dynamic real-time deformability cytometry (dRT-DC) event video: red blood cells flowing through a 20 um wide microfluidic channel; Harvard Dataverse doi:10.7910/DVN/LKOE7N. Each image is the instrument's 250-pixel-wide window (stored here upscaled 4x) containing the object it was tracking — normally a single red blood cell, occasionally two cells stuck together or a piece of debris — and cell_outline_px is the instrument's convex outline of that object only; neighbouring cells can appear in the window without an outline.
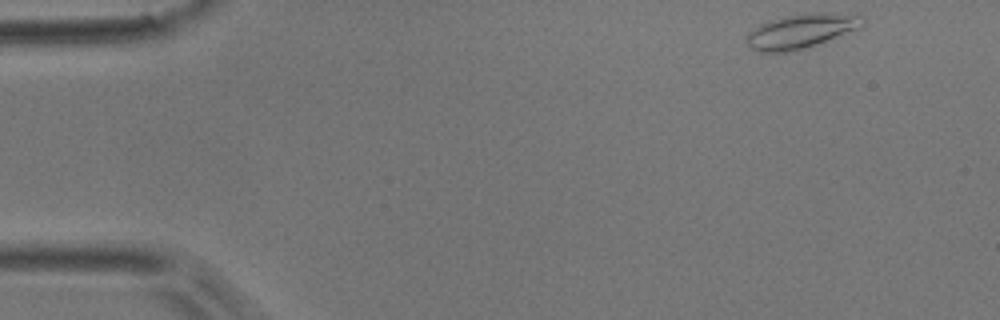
{"species": "common noctule bat (a hibernating species)", "species_latin": "Nyctalus noctula", "temperature_condition": "room temperature", "stored_images_in_passage": 42, "camera_frame_rate_fps": 3000, "um_per_image_px": 0.085, "animal": {"sex": "male", "body_mass_g": 17.9}, "frame": {"image": 1, "passage_image": 1, "time_ms": 0.0, "image_size_px": [1000, 320], "cell_outline_px": [[864, 24], [856, 28], [816, 44], [804, 48], [784, 52], [760, 52], [752, 48], [748, 44], [748, 32], [760, 24], [772, 20], [788, 16], [808, 12], [820, 12], [864, 16]], "centroid_in_image_um": [68.06, 2.63], "position_along_channel_um": 16.9, "area_um2": 22.43}}
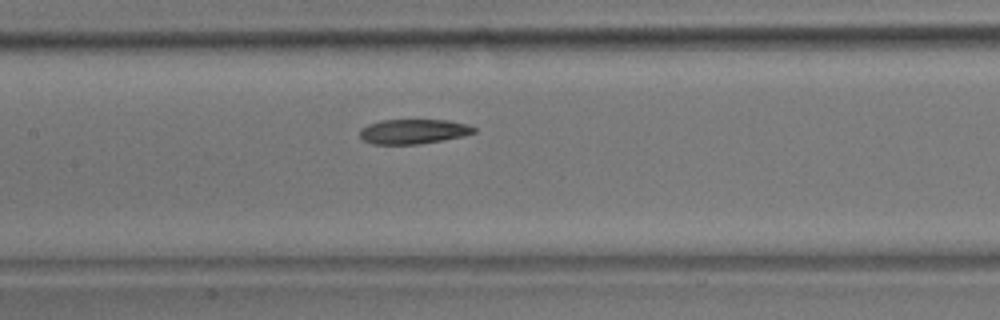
{"frame": {"image": 2, "passage_image": 21, "time_ms": 6.667, "image_size_px": [1000, 320], "cell_outline_px": [[476, 132], [464, 136], [416, 144], [372, 144], [364, 140], [360, 136], [360, 128], [368, 124], [380, 120], [448, 120], [468, 124], [476, 128]], "centroid_in_image_um": [35.14, 11.16], "position_along_channel_um": 172.3, "area_um2": 16.42}}
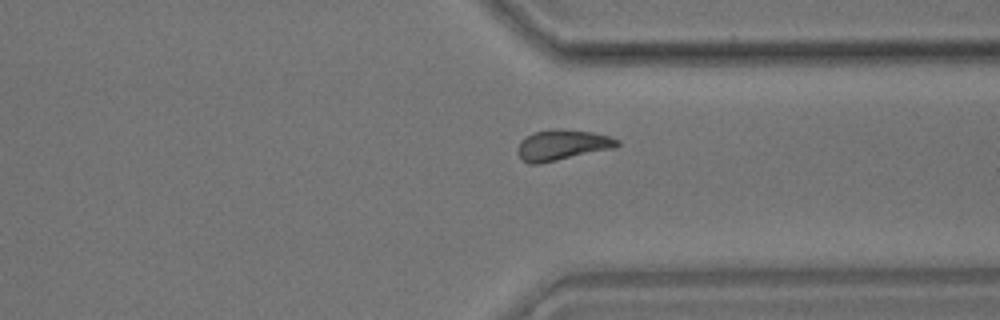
{"frame": {"image": 3, "passage_image": 36, "time_ms": 11.667, "image_size_px": [1000, 320], "cell_outline_px": [[620, 144], [616, 148], [536, 164], [528, 164], [520, 160], [516, 152], [516, 148], [520, 140], [524, 136], [536, 132], [552, 128], [556, 128], [592, 132], [608, 136], [620, 140]], "centroid_in_image_um": [47.74, 12.32], "position_along_channel_um": 363.7, "area_um2": 17.98}, "authors_computed_cell_mechanics": {"area_um2": 17.5423, "velocity_mm_per_s": 3.8324, "shape_relaxation_time_tau1_ms": 5.0493, "shape_relaxation_time_tau2_ms": null, "deformation_change_tau1": 0.1335, "deformation_change_tau2": null}}